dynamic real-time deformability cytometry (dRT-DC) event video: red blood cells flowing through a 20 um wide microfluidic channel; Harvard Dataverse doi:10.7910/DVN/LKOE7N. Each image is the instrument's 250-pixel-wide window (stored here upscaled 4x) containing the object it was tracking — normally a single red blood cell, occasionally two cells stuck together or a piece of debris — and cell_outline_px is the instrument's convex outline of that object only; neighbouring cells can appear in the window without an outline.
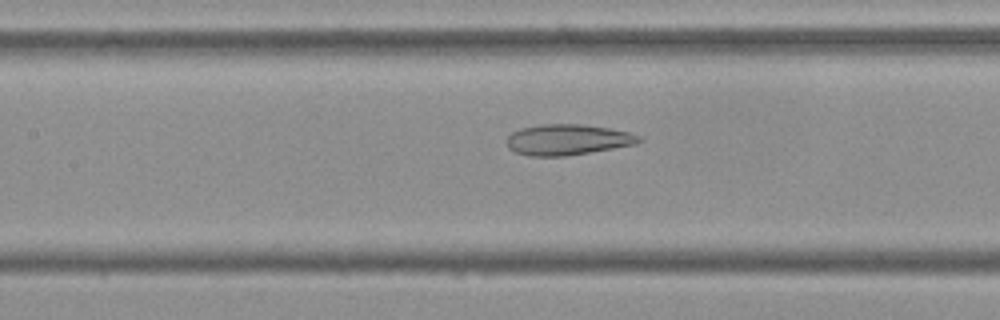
{"species": "Egyptian fruit bat (a non-hibernating species)", "species_latin": "Rousettus aegyptiacus", "temperature_condition": "cold", "stored_images_in_passage": 54, "camera_frame_rate_fps": 3000, "um_per_image_px": 0.085, "frame": {"image": 1, "passage_image": 24, "time_ms": 7.667, "image_size_px": [1000, 320], "cell_outline_px": [[644, 140], [636, 144], [564, 156], [528, 156], [516, 152], [508, 148], [504, 140], [512, 132], [520, 128], [540, 124], [580, 124], [608, 128], [628, 132], [640, 136]], "centroid_in_image_um": [48.19, 11.87], "position_along_channel_um": 159.2, "area_um2": 23.7}}
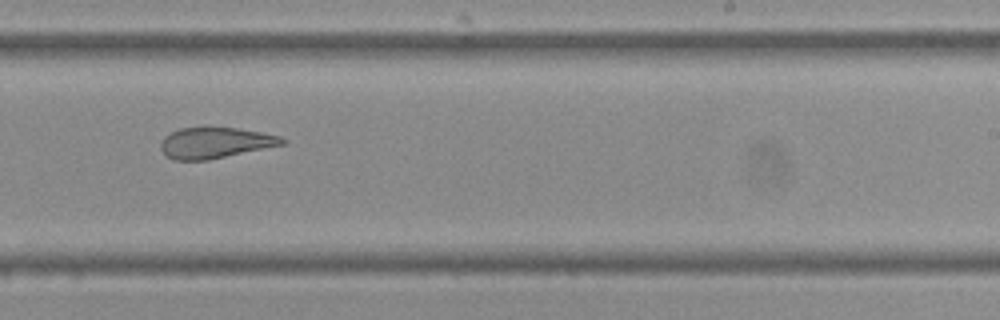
{"frame": {"image": 2, "passage_image": 33, "time_ms": 10.667, "image_size_px": [1000, 320], "cell_outline_px": [[288, 140], [284, 144], [208, 160], [172, 160], [160, 148], [160, 144], [164, 136], [180, 128], [240, 128], [280, 136]], "centroid_in_image_um": [18.29, 12.14], "position_along_channel_um": 270.7, "area_um2": 21.62}}
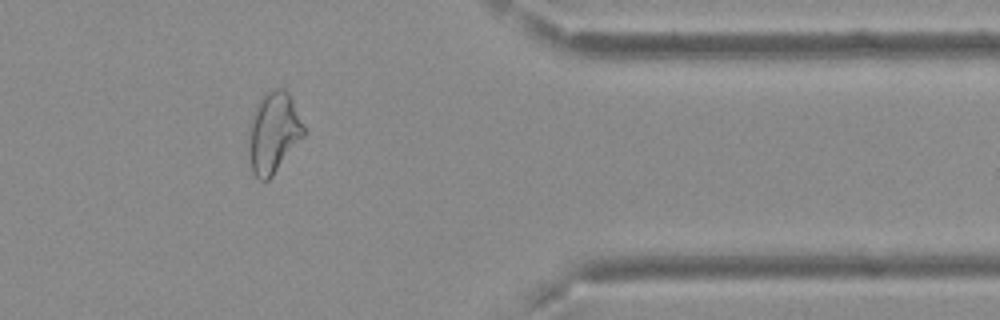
{"frame": {"image": 3, "passage_image": 44, "time_ms": 14.333, "image_size_px": [1000, 320], "cell_outline_px": [[304, 136], [272, 176], [268, 180], [260, 180], [252, 172], [248, 148], [248, 128], [256, 104], [260, 96], [264, 92], [272, 88], [284, 88], [288, 92], [292, 100], [304, 128]], "centroid_in_image_um": [23.21, 11.24], "position_along_channel_um": 388.2, "area_um2": 26.01}, "authors_computed_cell_mechanics": {"area_um2": 27.2238, "velocity_mm_per_s": 3.7305, "shape_relaxation_time_tau1_ms": null, "shape_relaxation_time_tau2_ms": 2.7129, "deformation_change_tau1": null, "deformation_change_tau2": 0.1198}}